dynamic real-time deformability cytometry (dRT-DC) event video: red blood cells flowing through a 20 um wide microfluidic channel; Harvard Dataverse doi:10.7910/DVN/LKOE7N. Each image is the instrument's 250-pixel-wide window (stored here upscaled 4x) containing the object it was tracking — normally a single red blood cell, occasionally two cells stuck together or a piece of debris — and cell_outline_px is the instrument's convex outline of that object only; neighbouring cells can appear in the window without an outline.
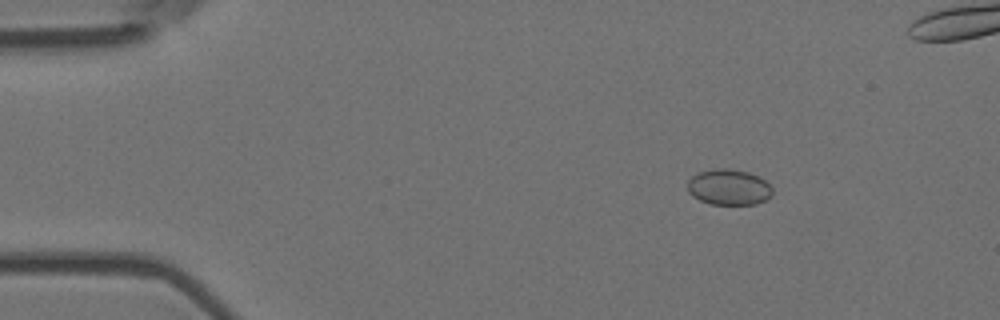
{"species": "Egyptian fruit bat (a non-hibernating species)", "species_latin": "Rousettus aegyptiacus", "temperature_condition": "room temperature", "stored_images_in_passage": 6, "camera_frame_rate_fps": 3000, "um_per_image_px": 0.085, "animal": {"sex": "female"}, "frame": {"image": 1, "passage_image": 3, "time_ms": 0.667, "image_size_px": [1000, 320], "cell_outline_px": [[772, 196], [756, 204], [712, 204], [700, 200], [692, 196], [688, 192], [688, 180], [692, 176], [700, 172], [716, 168], [728, 168], [748, 172], [764, 180], [772, 188]], "centroid_in_image_um": [61.94, 15.91], "position_along_channel_um": 23.1, "area_um2": 17.57}}